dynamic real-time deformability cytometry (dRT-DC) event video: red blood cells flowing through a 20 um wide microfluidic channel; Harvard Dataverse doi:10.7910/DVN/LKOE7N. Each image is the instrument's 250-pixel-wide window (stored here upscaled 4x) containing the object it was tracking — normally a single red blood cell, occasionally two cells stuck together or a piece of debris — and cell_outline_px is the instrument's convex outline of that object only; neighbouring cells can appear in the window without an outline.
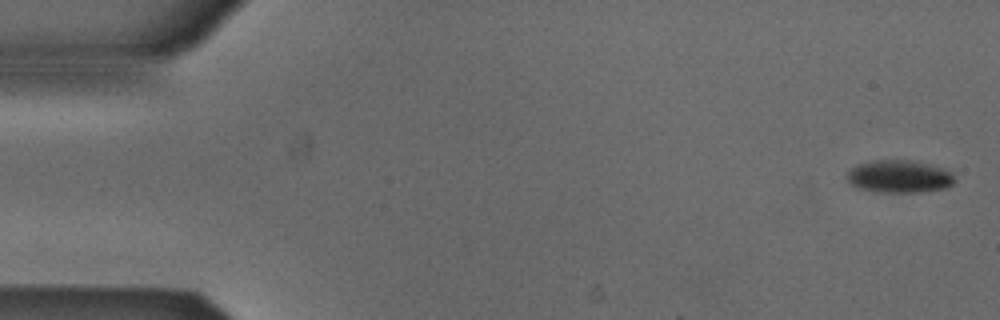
{"species": "Egyptian fruit bat (a non-hibernating species)", "species_latin": "Rousettus aegyptiacus", "temperature_condition": "cold", "stored_images_in_passage": 5, "camera_frame_rate_fps": 3000, "um_per_image_px": 0.085, "animal": {"sex": "male"}, "frame": {"image": 1, "passage_image": 1, "time_ms": 0.0, "image_size_px": [1000, 320], "cell_outline_px": [[956, 180], [952, 184], [944, 188], [920, 192], [876, 192], [860, 188], [852, 184], [848, 180], [848, 172], [856, 164], [872, 160], [912, 160], [944, 168], [952, 172]], "centroid_in_image_um": [76.46, 14.99], "position_along_channel_um": 8.5, "area_um2": 20.46}}
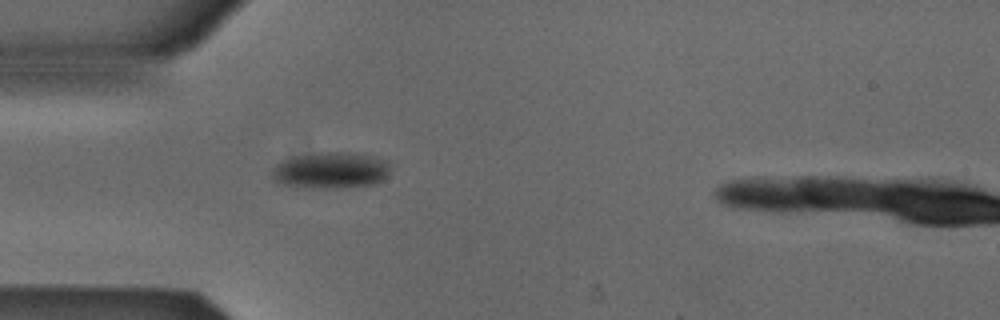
{"frame": {"image": 2, "passage_image": 5, "time_ms": 1.333, "image_size_px": [1000, 320], "cell_outline_px": [[388, 172], [384, 180], [376, 184], [340, 188], [292, 188], [272, 180], [272, 172], [276, 164], [284, 160], [300, 156], [328, 152], [348, 152], [368, 156], [380, 160], [388, 164]], "centroid_in_image_um": [28.06, 14.53], "position_along_channel_um": 56.9, "area_um2": 24.85}}